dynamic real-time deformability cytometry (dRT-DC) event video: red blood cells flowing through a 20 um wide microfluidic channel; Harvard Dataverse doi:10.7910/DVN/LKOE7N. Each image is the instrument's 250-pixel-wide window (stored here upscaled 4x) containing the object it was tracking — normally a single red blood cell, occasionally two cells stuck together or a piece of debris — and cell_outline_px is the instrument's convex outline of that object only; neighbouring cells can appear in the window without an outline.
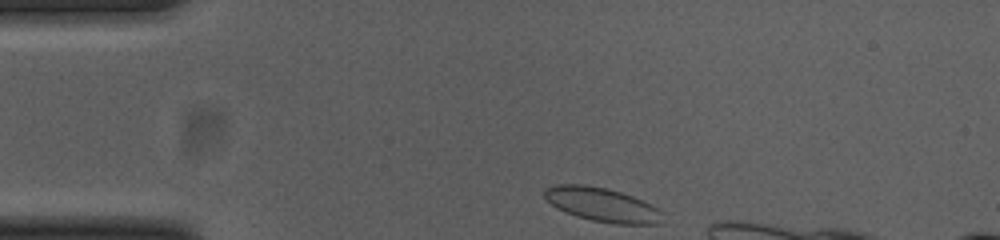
{"species": "common noctule bat (a hibernating species)", "species_latin": "Nyctalus noctula", "temperature_condition": "cold", "stored_images_in_passage": 37, "camera_frame_rate_fps": 3000, "um_per_image_px": 0.085, "animal": {"sex": "female", "body_mass_g": 23.0, "forearm_length_mm": 53.4}, "frame": {"image": 1, "passage_image": 1, "time_ms": 0.0, "image_size_px": [1000, 240], "cell_outline_px": [[664, 212], [660, 224], [616, 224], [592, 220], [576, 216], [556, 208], [544, 196], [544, 188], [556, 184], [584, 184], [608, 188], [632, 196]], "centroid_in_image_um": [51.16, 17.39], "position_along_channel_um": 33.8, "area_um2": 23.29}}
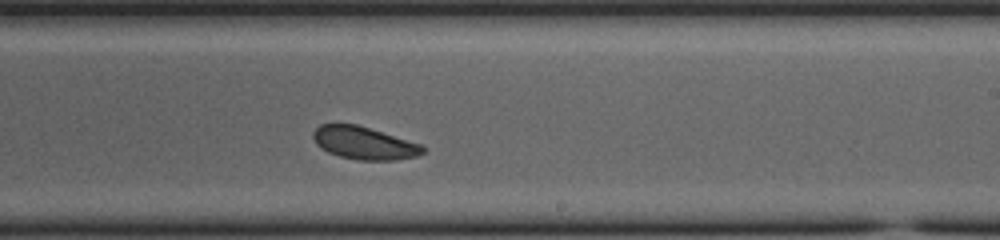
{"frame": {"image": 2, "passage_image": 23, "time_ms": 7.333, "image_size_px": [1000, 240], "cell_outline_px": [[424, 152], [416, 156], [396, 160], [356, 160], [340, 156], [328, 152], [320, 148], [316, 144], [312, 136], [312, 132], [320, 124], [356, 124], [424, 144]], "centroid_in_image_um": [30.95, 12.16], "position_along_channel_um": 258.0, "area_um2": 21.04}}
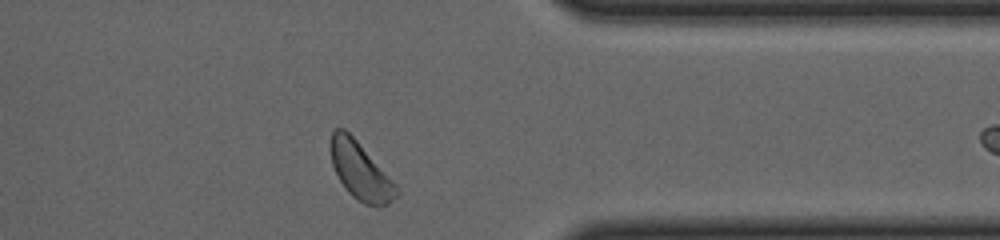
{"frame": {"image": 3, "passage_image": 34, "time_ms": 11.0, "image_size_px": [1000, 240], "cell_outline_px": [[400, 192], [388, 204], [376, 208], [364, 204], [352, 196], [344, 188], [332, 164], [332, 132], [336, 128], [344, 128], [356, 140], [400, 188]], "centroid_in_image_um": [30.68, 14.59], "position_along_channel_um": 380.7, "area_um2": 21.68}}